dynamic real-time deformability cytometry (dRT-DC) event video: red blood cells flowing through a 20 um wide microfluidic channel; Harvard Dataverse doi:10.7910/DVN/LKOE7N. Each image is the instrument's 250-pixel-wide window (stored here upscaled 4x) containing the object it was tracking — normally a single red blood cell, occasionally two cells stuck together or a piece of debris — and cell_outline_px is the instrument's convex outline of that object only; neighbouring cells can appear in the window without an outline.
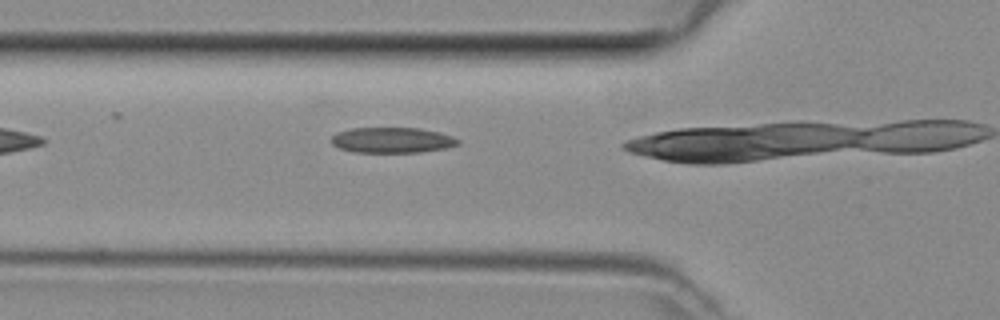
{"species": "common noctule bat (a hibernating species)", "species_latin": "Nyctalus noctula", "temperature_condition": "room temperature", "stored_images_in_passage": 6, "segment_of_instrument_passage": [1, 2], "camera_frame_rate_fps": 3000, "um_per_image_px": 0.085, "animal": {"sex": "female", "body_mass_g": 29.2, "forearm_length_mm": 56.3}, "frame": {"image": 1, "passage_image": 4, "time_ms": 1.0, "image_size_px": [1000, 320], "cell_outline_px": [[460, 144], [444, 148], [420, 152], [352, 152], [340, 148], [332, 144], [332, 136], [336, 132], [352, 128], [420, 128], [440, 132], [452, 136], [460, 140]], "centroid_in_image_um": [33.34, 11.9], "position_along_channel_um": 92.5, "area_um2": 18.84}}